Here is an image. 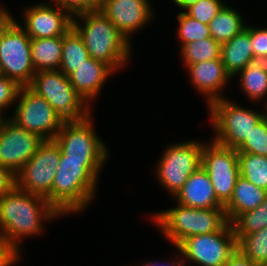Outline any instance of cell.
<instances>
[{
	"label": "cell",
	"instance_id": "6da1fadb",
	"mask_svg": "<svg viewBox=\"0 0 267 266\" xmlns=\"http://www.w3.org/2000/svg\"><path fill=\"white\" fill-rule=\"evenodd\" d=\"M105 162L65 160L61 153L51 193L46 197L61 217L85 211L94 200Z\"/></svg>",
	"mask_w": 267,
	"mask_h": 266
},
{
	"label": "cell",
	"instance_id": "7a4b0ae2",
	"mask_svg": "<svg viewBox=\"0 0 267 266\" xmlns=\"http://www.w3.org/2000/svg\"><path fill=\"white\" fill-rule=\"evenodd\" d=\"M60 215L45 197L15 185L0 198V237L20 249L23 237L41 234L42 222L53 221L51 219L60 218Z\"/></svg>",
	"mask_w": 267,
	"mask_h": 266
},
{
	"label": "cell",
	"instance_id": "3957f363",
	"mask_svg": "<svg viewBox=\"0 0 267 266\" xmlns=\"http://www.w3.org/2000/svg\"><path fill=\"white\" fill-rule=\"evenodd\" d=\"M72 27L93 59L106 63L115 72L128 64L133 48L131 43L101 10L74 16Z\"/></svg>",
	"mask_w": 267,
	"mask_h": 266
},
{
	"label": "cell",
	"instance_id": "277c9868",
	"mask_svg": "<svg viewBox=\"0 0 267 266\" xmlns=\"http://www.w3.org/2000/svg\"><path fill=\"white\" fill-rule=\"evenodd\" d=\"M166 240L178 247L186 238L220 231L227 223L224 208H192L182 204L151 215Z\"/></svg>",
	"mask_w": 267,
	"mask_h": 266
},
{
	"label": "cell",
	"instance_id": "5b68a950",
	"mask_svg": "<svg viewBox=\"0 0 267 266\" xmlns=\"http://www.w3.org/2000/svg\"><path fill=\"white\" fill-rule=\"evenodd\" d=\"M35 73L31 38L11 16L0 30V75L27 87L31 85Z\"/></svg>",
	"mask_w": 267,
	"mask_h": 266
},
{
	"label": "cell",
	"instance_id": "8992f818",
	"mask_svg": "<svg viewBox=\"0 0 267 266\" xmlns=\"http://www.w3.org/2000/svg\"><path fill=\"white\" fill-rule=\"evenodd\" d=\"M237 104L224 97L208 107L215 134L213 141L236 150L244 143L253 127L266 116V109L262 113Z\"/></svg>",
	"mask_w": 267,
	"mask_h": 266
},
{
	"label": "cell",
	"instance_id": "52a82bcc",
	"mask_svg": "<svg viewBox=\"0 0 267 266\" xmlns=\"http://www.w3.org/2000/svg\"><path fill=\"white\" fill-rule=\"evenodd\" d=\"M29 87L46 99L64 121H79L92 113L69 77L60 70L37 71Z\"/></svg>",
	"mask_w": 267,
	"mask_h": 266
},
{
	"label": "cell",
	"instance_id": "ba28073f",
	"mask_svg": "<svg viewBox=\"0 0 267 266\" xmlns=\"http://www.w3.org/2000/svg\"><path fill=\"white\" fill-rule=\"evenodd\" d=\"M203 147L204 142L189 140L176 142L164 149L155 174L171 196L174 197L189 176L201 166Z\"/></svg>",
	"mask_w": 267,
	"mask_h": 266
},
{
	"label": "cell",
	"instance_id": "9c48e42d",
	"mask_svg": "<svg viewBox=\"0 0 267 266\" xmlns=\"http://www.w3.org/2000/svg\"><path fill=\"white\" fill-rule=\"evenodd\" d=\"M15 103L14 114L8 118L44 140H53L65 122L49 102L29 86L21 87Z\"/></svg>",
	"mask_w": 267,
	"mask_h": 266
},
{
	"label": "cell",
	"instance_id": "30bf717a",
	"mask_svg": "<svg viewBox=\"0 0 267 266\" xmlns=\"http://www.w3.org/2000/svg\"><path fill=\"white\" fill-rule=\"evenodd\" d=\"M92 114L79 121H65L53 139L60 147L65 160L106 161L107 147L97 135Z\"/></svg>",
	"mask_w": 267,
	"mask_h": 266
},
{
	"label": "cell",
	"instance_id": "8fae6325",
	"mask_svg": "<svg viewBox=\"0 0 267 266\" xmlns=\"http://www.w3.org/2000/svg\"><path fill=\"white\" fill-rule=\"evenodd\" d=\"M177 249L186 263L223 266L237 249V240L232 225L228 222L220 231L186 238Z\"/></svg>",
	"mask_w": 267,
	"mask_h": 266
},
{
	"label": "cell",
	"instance_id": "7c38bea8",
	"mask_svg": "<svg viewBox=\"0 0 267 266\" xmlns=\"http://www.w3.org/2000/svg\"><path fill=\"white\" fill-rule=\"evenodd\" d=\"M60 157L58 144L54 140H44L32 158L15 175L16 186L46 198L51 193Z\"/></svg>",
	"mask_w": 267,
	"mask_h": 266
},
{
	"label": "cell",
	"instance_id": "4fadbf2b",
	"mask_svg": "<svg viewBox=\"0 0 267 266\" xmlns=\"http://www.w3.org/2000/svg\"><path fill=\"white\" fill-rule=\"evenodd\" d=\"M201 166L207 171L218 200L225 205L232 197L238 177L236 149L224 147L213 140L204 143Z\"/></svg>",
	"mask_w": 267,
	"mask_h": 266
},
{
	"label": "cell",
	"instance_id": "5bb4252c",
	"mask_svg": "<svg viewBox=\"0 0 267 266\" xmlns=\"http://www.w3.org/2000/svg\"><path fill=\"white\" fill-rule=\"evenodd\" d=\"M43 142V138L19 127L7 117L0 128V167L16 175Z\"/></svg>",
	"mask_w": 267,
	"mask_h": 266
},
{
	"label": "cell",
	"instance_id": "9a60e30c",
	"mask_svg": "<svg viewBox=\"0 0 267 266\" xmlns=\"http://www.w3.org/2000/svg\"><path fill=\"white\" fill-rule=\"evenodd\" d=\"M23 16L20 26L33 39L63 36L72 28L73 17L52 1L27 7Z\"/></svg>",
	"mask_w": 267,
	"mask_h": 266
},
{
	"label": "cell",
	"instance_id": "2e32d148",
	"mask_svg": "<svg viewBox=\"0 0 267 266\" xmlns=\"http://www.w3.org/2000/svg\"><path fill=\"white\" fill-rule=\"evenodd\" d=\"M150 0H106L103 14L131 43V36L153 21Z\"/></svg>",
	"mask_w": 267,
	"mask_h": 266
},
{
	"label": "cell",
	"instance_id": "e0dca14e",
	"mask_svg": "<svg viewBox=\"0 0 267 266\" xmlns=\"http://www.w3.org/2000/svg\"><path fill=\"white\" fill-rule=\"evenodd\" d=\"M192 86L203 94L209 107L214 101L224 98L221 94L231 75L226 71L221 58L194 63L186 67ZM221 91V92H220Z\"/></svg>",
	"mask_w": 267,
	"mask_h": 266
},
{
	"label": "cell",
	"instance_id": "ac0fdd59",
	"mask_svg": "<svg viewBox=\"0 0 267 266\" xmlns=\"http://www.w3.org/2000/svg\"><path fill=\"white\" fill-rule=\"evenodd\" d=\"M173 198L176 199L177 204L192 208H224L215 195L207 171L202 166L189 176Z\"/></svg>",
	"mask_w": 267,
	"mask_h": 266
},
{
	"label": "cell",
	"instance_id": "d6986e66",
	"mask_svg": "<svg viewBox=\"0 0 267 266\" xmlns=\"http://www.w3.org/2000/svg\"><path fill=\"white\" fill-rule=\"evenodd\" d=\"M113 73L115 71L109 65L89 57L68 77L76 92L91 105L90 101L98 96L103 84Z\"/></svg>",
	"mask_w": 267,
	"mask_h": 266
},
{
	"label": "cell",
	"instance_id": "ffe728a7",
	"mask_svg": "<svg viewBox=\"0 0 267 266\" xmlns=\"http://www.w3.org/2000/svg\"><path fill=\"white\" fill-rule=\"evenodd\" d=\"M221 60L232 78L254 61L253 45L250 43V25L239 34L221 44Z\"/></svg>",
	"mask_w": 267,
	"mask_h": 266
},
{
	"label": "cell",
	"instance_id": "44dd1931",
	"mask_svg": "<svg viewBox=\"0 0 267 266\" xmlns=\"http://www.w3.org/2000/svg\"><path fill=\"white\" fill-rule=\"evenodd\" d=\"M267 197V191L257 187L241 175L238 177L231 199L224 205L228 222L239 214L256 209Z\"/></svg>",
	"mask_w": 267,
	"mask_h": 266
},
{
	"label": "cell",
	"instance_id": "7402d4cb",
	"mask_svg": "<svg viewBox=\"0 0 267 266\" xmlns=\"http://www.w3.org/2000/svg\"><path fill=\"white\" fill-rule=\"evenodd\" d=\"M63 36L31 38V56L35 71L59 70L62 58Z\"/></svg>",
	"mask_w": 267,
	"mask_h": 266
},
{
	"label": "cell",
	"instance_id": "603a6c76",
	"mask_svg": "<svg viewBox=\"0 0 267 266\" xmlns=\"http://www.w3.org/2000/svg\"><path fill=\"white\" fill-rule=\"evenodd\" d=\"M239 13L232 6L225 4L208 24L211 37L223 44L245 29L244 17Z\"/></svg>",
	"mask_w": 267,
	"mask_h": 266
},
{
	"label": "cell",
	"instance_id": "cb8c5ba5",
	"mask_svg": "<svg viewBox=\"0 0 267 266\" xmlns=\"http://www.w3.org/2000/svg\"><path fill=\"white\" fill-rule=\"evenodd\" d=\"M89 57V52L81 36L72 27L63 35L62 58L59 70L68 77Z\"/></svg>",
	"mask_w": 267,
	"mask_h": 266
},
{
	"label": "cell",
	"instance_id": "d4e9b609",
	"mask_svg": "<svg viewBox=\"0 0 267 266\" xmlns=\"http://www.w3.org/2000/svg\"><path fill=\"white\" fill-rule=\"evenodd\" d=\"M181 58L185 68L194 63L221 58V44L212 37L180 46Z\"/></svg>",
	"mask_w": 267,
	"mask_h": 266
},
{
	"label": "cell",
	"instance_id": "484cf974",
	"mask_svg": "<svg viewBox=\"0 0 267 266\" xmlns=\"http://www.w3.org/2000/svg\"><path fill=\"white\" fill-rule=\"evenodd\" d=\"M240 76V89L244 91L250 100L262 101L267 95V73H265L255 62L249 63L235 76Z\"/></svg>",
	"mask_w": 267,
	"mask_h": 266
},
{
	"label": "cell",
	"instance_id": "4316f807",
	"mask_svg": "<svg viewBox=\"0 0 267 266\" xmlns=\"http://www.w3.org/2000/svg\"><path fill=\"white\" fill-rule=\"evenodd\" d=\"M240 175L267 191V156L238 153Z\"/></svg>",
	"mask_w": 267,
	"mask_h": 266
},
{
	"label": "cell",
	"instance_id": "83f0119b",
	"mask_svg": "<svg viewBox=\"0 0 267 266\" xmlns=\"http://www.w3.org/2000/svg\"><path fill=\"white\" fill-rule=\"evenodd\" d=\"M237 242L244 236L267 226V197L256 209L239 214L231 222Z\"/></svg>",
	"mask_w": 267,
	"mask_h": 266
},
{
	"label": "cell",
	"instance_id": "f1b7e54d",
	"mask_svg": "<svg viewBox=\"0 0 267 266\" xmlns=\"http://www.w3.org/2000/svg\"><path fill=\"white\" fill-rule=\"evenodd\" d=\"M237 248L257 266H267V226L244 235L237 242Z\"/></svg>",
	"mask_w": 267,
	"mask_h": 266
},
{
	"label": "cell",
	"instance_id": "f546056e",
	"mask_svg": "<svg viewBox=\"0 0 267 266\" xmlns=\"http://www.w3.org/2000/svg\"><path fill=\"white\" fill-rule=\"evenodd\" d=\"M177 18L179 21L177 36L181 46L211 37L209 25L192 18L185 11L179 12Z\"/></svg>",
	"mask_w": 267,
	"mask_h": 266
},
{
	"label": "cell",
	"instance_id": "4dcf8cb0",
	"mask_svg": "<svg viewBox=\"0 0 267 266\" xmlns=\"http://www.w3.org/2000/svg\"><path fill=\"white\" fill-rule=\"evenodd\" d=\"M237 152L267 156V115L253 127Z\"/></svg>",
	"mask_w": 267,
	"mask_h": 266
},
{
	"label": "cell",
	"instance_id": "1f68e13d",
	"mask_svg": "<svg viewBox=\"0 0 267 266\" xmlns=\"http://www.w3.org/2000/svg\"><path fill=\"white\" fill-rule=\"evenodd\" d=\"M224 5L222 0H198L187 7L185 13L201 23L209 24Z\"/></svg>",
	"mask_w": 267,
	"mask_h": 266
},
{
	"label": "cell",
	"instance_id": "d6a6232c",
	"mask_svg": "<svg viewBox=\"0 0 267 266\" xmlns=\"http://www.w3.org/2000/svg\"><path fill=\"white\" fill-rule=\"evenodd\" d=\"M20 89L21 86L16 81L0 75V113L3 114V111L15 104Z\"/></svg>",
	"mask_w": 267,
	"mask_h": 266
},
{
	"label": "cell",
	"instance_id": "836d02e7",
	"mask_svg": "<svg viewBox=\"0 0 267 266\" xmlns=\"http://www.w3.org/2000/svg\"><path fill=\"white\" fill-rule=\"evenodd\" d=\"M250 43L253 45V53L255 57L267 56V27L257 28L250 26Z\"/></svg>",
	"mask_w": 267,
	"mask_h": 266
},
{
	"label": "cell",
	"instance_id": "e575fe53",
	"mask_svg": "<svg viewBox=\"0 0 267 266\" xmlns=\"http://www.w3.org/2000/svg\"><path fill=\"white\" fill-rule=\"evenodd\" d=\"M20 249L0 237V266H13L21 259Z\"/></svg>",
	"mask_w": 267,
	"mask_h": 266
},
{
	"label": "cell",
	"instance_id": "d590c367",
	"mask_svg": "<svg viewBox=\"0 0 267 266\" xmlns=\"http://www.w3.org/2000/svg\"><path fill=\"white\" fill-rule=\"evenodd\" d=\"M57 4L72 17L84 13V0H49Z\"/></svg>",
	"mask_w": 267,
	"mask_h": 266
},
{
	"label": "cell",
	"instance_id": "8d00e7d4",
	"mask_svg": "<svg viewBox=\"0 0 267 266\" xmlns=\"http://www.w3.org/2000/svg\"><path fill=\"white\" fill-rule=\"evenodd\" d=\"M16 185L15 175L8 169L0 167V198Z\"/></svg>",
	"mask_w": 267,
	"mask_h": 266
},
{
	"label": "cell",
	"instance_id": "74e56055",
	"mask_svg": "<svg viewBox=\"0 0 267 266\" xmlns=\"http://www.w3.org/2000/svg\"><path fill=\"white\" fill-rule=\"evenodd\" d=\"M223 266H257L238 248L230 255Z\"/></svg>",
	"mask_w": 267,
	"mask_h": 266
},
{
	"label": "cell",
	"instance_id": "f35d334b",
	"mask_svg": "<svg viewBox=\"0 0 267 266\" xmlns=\"http://www.w3.org/2000/svg\"><path fill=\"white\" fill-rule=\"evenodd\" d=\"M105 3L106 0H84V13L101 10Z\"/></svg>",
	"mask_w": 267,
	"mask_h": 266
},
{
	"label": "cell",
	"instance_id": "ab89813d",
	"mask_svg": "<svg viewBox=\"0 0 267 266\" xmlns=\"http://www.w3.org/2000/svg\"><path fill=\"white\" fill-rule=\"evenodd\" d=\"M180 255V258H178V257H176V259H171L172 261L170 262V263H172L171 265H169L170 263L169 262H167V263H165V264H161L160 265V263L158 264V262H146V263H143L142 264V266H186V262H185V260H184V258H183V256H182V253L181 254H179ZM181 256H182V258H181ZM178 258V259H177Z\"/></svg>",
	"mask_w": 267,
	"mask_h": 266
},
{
	"label": "cell",
	"instance_id": "60d3db41",
	"mask_svg": "<svg viewBox=\"0 0 267 266\" xmlns=\"http://www.w3.org/2000/svg\"><path fill=\"white\" fill-rule=\"evenodd\" d=\"M197 1L198 0H172V2L179 7V9L182 8L184 11L187 7L195 4Z\"/></svg>",
	"mask_w": 267,
	"mask_h": 266
},
{
	"label": "cell",
	"instance_id": "b9f144b4",
	"mask_svg": "<svg viewBox=\"0 0 267 266\" xmlns=\"http://www.w3.org/2000/svg\"><path fill=\"white\" fill-rule=\"evenodd\" d=\"M255 64H257L265 73H267V56L266 57H255Z\"/></svg>",
	"mask_w": 267,
	"mask_h": 266
},
{
	"label": "cell",
	"instance_id": "7bdbcfd3",
	"mask_svg": "<svg viewBox=\"0 0 267 266\" xmlns=\"http://www.w3.org/2000/svg\"><path fill=\"white\" fill-rule=\"evenodd\" d=\"M12 16V14H10V12H8L1 20H0V30H1V26Z\"/></svg>",
	"mask_w": 267,
	"mask_h": 266
},
{
	"label": "cell",
	"instance_id": "ee69618b",
	"mask_svg": "<svg viewBox=\"0 0 267 266\" xmlns=\"http://www.w3.org/2000/svg\"><path fill=\"white\" fill-rule=\"evenodd\" d=\"M9 11L3 6L0 7V20L8 13Z\"/></svg>",
	"mask_w": 267,
	"mask_h": 266
},
{
	"label": "cell",
	"instance_id": "f6af8a7d",
	"mask_svg": "<svg viewBox=\"0 0 267 266\" xmlns=\"http://www.w3.org/2000/svg\"><path fill=\"white\" fill-rule=\"evenodd\" d=\"M6 118H7V117H5V112H4V114L0 113V128H1L2 122H3Z\"/></svg>",
	"mask_w": 267,
	"mask_h": 266
},
{
	"label": "cell",
	"instance_id": "bcb514c9",
	"mask_svg": "<svg viewBox=\"0 0 267 266\" xmlns=\"http://www.w3.org/2000/svg\"><path fill=\"white\" fill-rule=\"evenodd\" d=\"M265 107H264V110L266 109V115H267V99L265 100Z\"/></svg>",
	"mask_w": 267,
	"mask_h": 266
}]
</instances>
